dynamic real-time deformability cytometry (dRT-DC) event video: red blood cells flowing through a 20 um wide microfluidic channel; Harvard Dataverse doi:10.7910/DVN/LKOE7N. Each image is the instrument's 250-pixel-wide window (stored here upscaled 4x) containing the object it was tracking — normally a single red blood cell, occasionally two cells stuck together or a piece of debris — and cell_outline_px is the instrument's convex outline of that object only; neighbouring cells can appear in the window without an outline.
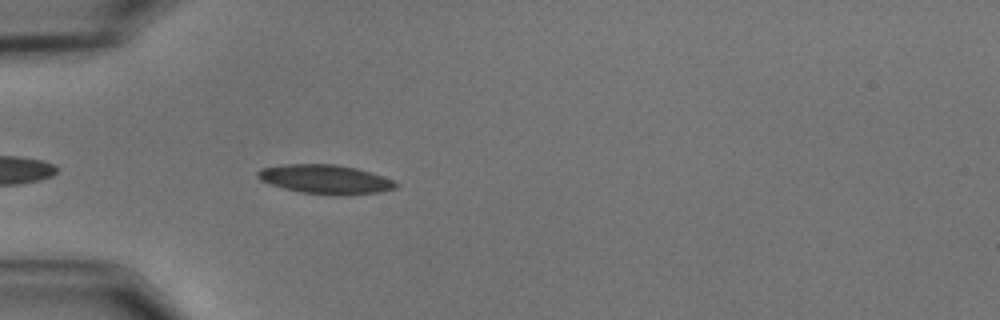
{"species": "common noctule bat (a hibernating species)", "species_latin": "Nyctalus noctula", "temperature_condition": "cold", "stored_images_in_passage": 12, "camera_frame_rate_fps": 3000, "um_per_image_px": 0.085, "animal": {"sex": "male", "body_mass_g": 15.6}, "frame": {"image": 1, "passage_image": 4, "time_ms": 1.0, "image_size_px": [1000, 320], "cell_outline_px": [[400, 184], [396, 188], [380, 192], [344, 196], [332, 196], [300, 192], [284, 188], [260, 180], [256, 176], [256, 172], [260, 168], [284, 164], [336, 164], [356, 168], [392, 180]], "centroid_in_image_um": [27.64, 15.25], "position_along_channel_um": 57.4, "area_um2": 23.58}}